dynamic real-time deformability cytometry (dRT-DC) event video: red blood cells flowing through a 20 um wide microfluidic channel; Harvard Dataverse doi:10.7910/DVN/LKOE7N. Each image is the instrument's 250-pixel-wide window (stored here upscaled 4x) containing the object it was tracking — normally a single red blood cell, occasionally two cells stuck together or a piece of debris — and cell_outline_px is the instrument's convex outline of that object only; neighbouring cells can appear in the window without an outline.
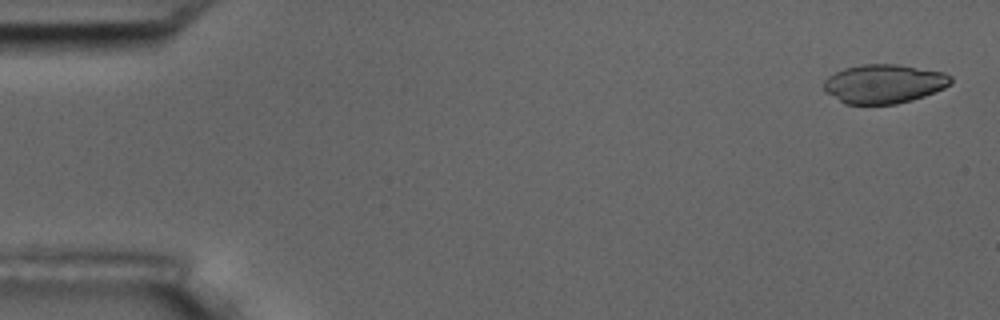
{"species": "common noctule bat (a hibernating species)", "species_latin": "Nyctalus noctula", "temperature_condition": "room temperature", "stored_images_in_passage": 56, "camera_frame_rate_fps": 3000, "um_per_image_px": 0.085, "animal": {"sex": "male", "body_mass_g": 17.5, "forearm_length_mm": 52.3}, "frame": {"image": 1, "passage_image": 2, "time_ms": 0.333, "image_size_px": [1000, 320], "cell_outline_px": [[952, 84], [944, 88], [924, 96], [912, 100], [896, 104], [844, 104], [824, 92], [824, 80], [828, 76], [844, 68], [860, 64], [896, 64], [944, 72], [952, 76]], "centroid_in_image_um": [75.12, 7.12], "position_along_channel_um": 9.9, "area_um2": 29.07}}
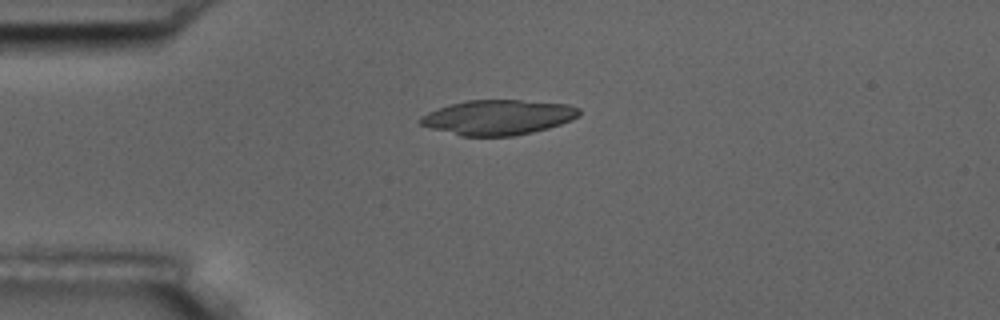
{"frame": {"image": 2, "passage_image": 14, "time_ms": 4.333, "image_size_px": [1000, 320], "cell_outline_px": [[580, 116], [572, 120], [548, 128], [532, 132], [512, 136], [460, 136], [432, 128], [420, 124], [420, 116], [428, 112], [452, 104], [468, 100], [520, 100], [568, 104], [580, 108]], "centroid_in_image_um": [42.37, 9.97], "position_along_channel_um": 42.6, "area_um2": 32.19}}